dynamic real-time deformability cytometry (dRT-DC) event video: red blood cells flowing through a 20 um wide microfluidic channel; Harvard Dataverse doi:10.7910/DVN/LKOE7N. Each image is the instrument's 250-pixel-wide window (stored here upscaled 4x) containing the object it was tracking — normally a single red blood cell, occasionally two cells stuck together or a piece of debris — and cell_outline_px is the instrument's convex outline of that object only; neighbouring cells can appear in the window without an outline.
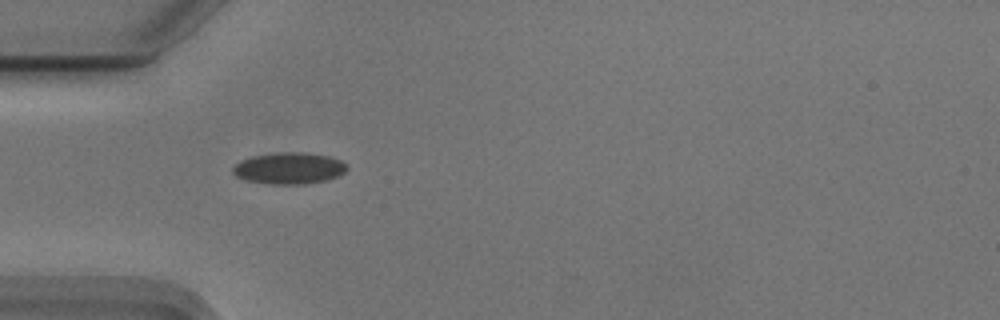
{"species": "Egyptian fruit bat (a non-hibernating species)", "species_latin": "Rousettus aegyptiacus", "temperature_condition": "cold", "stored_images_in_passage": 4, "camera_frame_rate_fps": 3000, "um_per_image_px": 0.085, "animal": {"sex": "male"}, "frame": {"image": 1, "passage_image": 1, "time_ms": 0.0, "image_size_px": [1000, 320], "cell_outline_px": [[348, 168], [344, 172], [336, 176], [324, 180], [304, 184], [268, 184], [244, 180], [236, 176], [232, 172], [232, 168], [240, 160], [256, 156], [280, 152], [304, 152], [328, 156], [340, 160]], "centroid_in_image_um": [24.53, 14.3], "position_along_channel_um": 60.5, "area_um2": 20.75}}
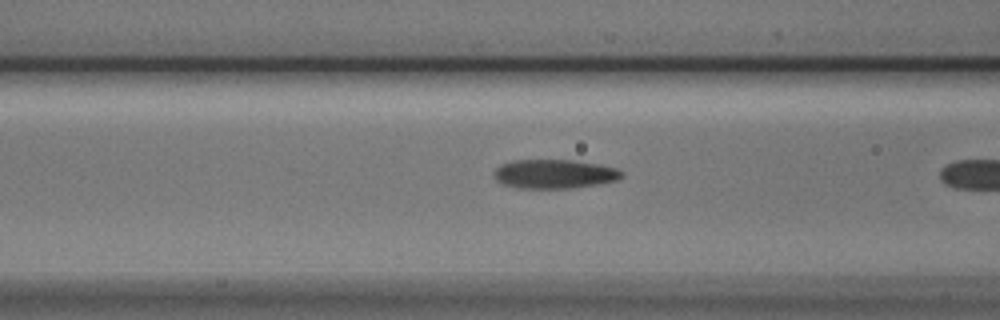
{"frame": {"image": 2, "passage_image": 3, "time_ms": 0.667, "image_size_px": [1000, 320], "cell_outline_px": [[624, 176], [620, 180], [600, 184], [572, 188], [516, 188], [500, 184], [492, 176], [492, 172], [500, 164], [512, 160], [572, 160], [596, 164], [616, 168], [624, 172]], "centroid_in_image_um": [47.09, 14.79], "position_along_channel_um": 119.5, "area_um2": 22.02}}